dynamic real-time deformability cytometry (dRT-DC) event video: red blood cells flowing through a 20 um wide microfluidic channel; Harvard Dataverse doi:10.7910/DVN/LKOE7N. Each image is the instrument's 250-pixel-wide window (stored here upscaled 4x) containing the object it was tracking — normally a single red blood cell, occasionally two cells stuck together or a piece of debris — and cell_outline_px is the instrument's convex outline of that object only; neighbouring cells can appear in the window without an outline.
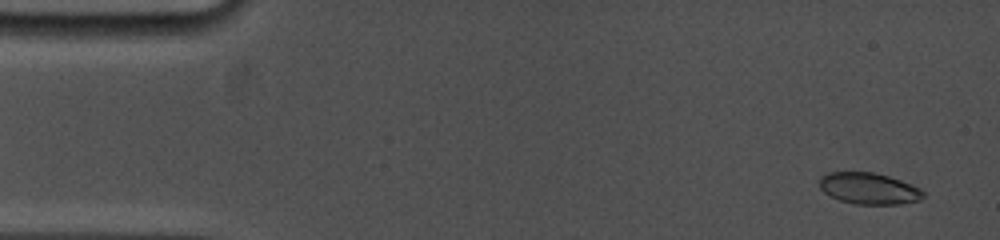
{"species": "common noctule bat (a hibernating species)", "species_latin": "Nyctalus noctula", "temperature_condition": "cold", "stored_images_in_passage": 44, "camera_frame_rate_fps": 5000, "um_per_image_px": 0.085, "animal": {"sex": "female", "body_mass_g": 19.0, "forearm_length_mm": 53.3}, "frame": {"image": 1, "passage_image": 4, "time_ms": 0.6, "image_size_px": [1000, 240], "cell_outline_px": [[924, 196], [920, 200], [900, 204], [856, 204], [840, 200], [824, 192], [820, 188], [820, 176], [828, 172], [872, 172], [888, 176], [912, 184], [920, 188], [924, 192]], "centroid_in_image_um": [73.87, 16.02], "position_along_channel_um": 11.1, "area_um2": 18.96}}
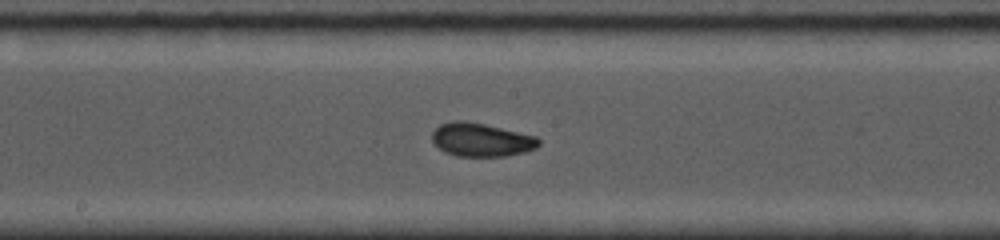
{"frame": {"image": 2, "passage_image": 27, "time_ms": 8.8, "image_size_px": [1000, 240], "cell_outline_px": [[540, 144], [536, 148], [524, 152], [504, 156], [456, 156], [444, 152], [432, 140], [432, 132], [440, 124], [452, 120], [464, 120], [484, 124], [536, 136], [540, 140]], "centroid_in_image_um": [40.89, 11.87], "position_along_channel_um": 207.3, "area_um2": 20.75}}
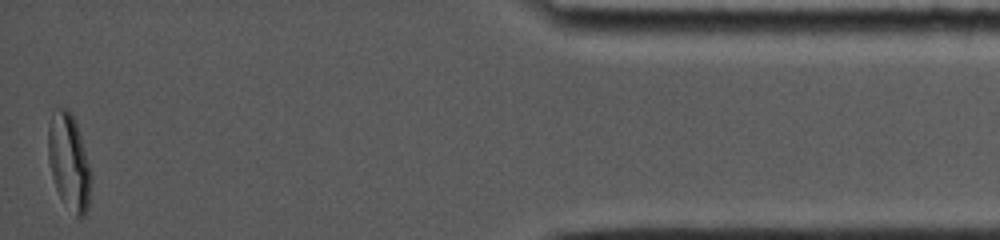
{"frame": {"image": 3, "passage_image": 44, "time_ms": 16.2, "image_size_px": [1000, 240], "cell_outline_px": [[92, 176], [88, 208], [84, 216], [80, 220], [76, 216], [60, 196], [56, 188], [52, 176], [48, 160], [48, 124], [52, 112], [56, 108], [68, 108], [72, 112], [76, 120]], "centroid_in_image_um": [5.86, 13.72], "position_along_channel_um": 429.3, "area_um2": 24.16}, "authors_computed_cell_mechanics": {"area_um2": 20.2589, "velocity_mm_per_s": 3.7946, "shape_relaxation_time_tau1_ms": 9.1283, "shape_relaxation_time_tau2_ms": 1.0879, "deformation_change_tau1": 0.2237, "deformation_change_tau2": 0.0538}}